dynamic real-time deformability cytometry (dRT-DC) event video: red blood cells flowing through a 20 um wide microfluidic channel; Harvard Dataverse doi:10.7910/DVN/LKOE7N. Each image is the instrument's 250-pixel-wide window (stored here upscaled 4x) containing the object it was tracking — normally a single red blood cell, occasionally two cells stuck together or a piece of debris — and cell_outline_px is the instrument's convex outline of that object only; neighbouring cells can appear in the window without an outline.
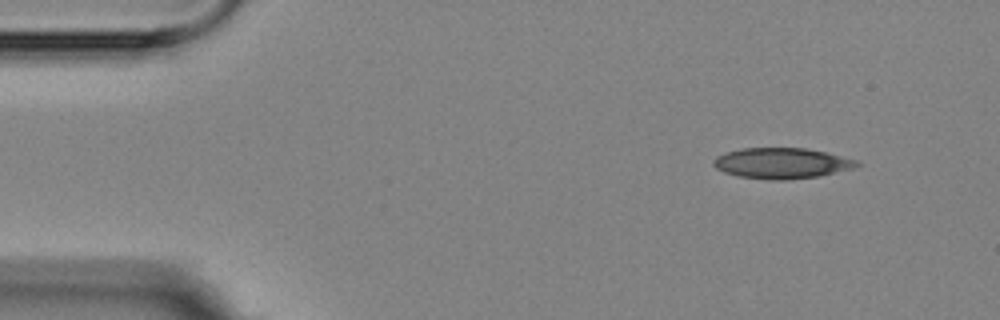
{"species": "Egyptian fruit bat (a non-hibernating species)", "species_latin": "Rousettus aegyptiacus", "temperature_condition": "room temperature", "stored_images_in_passage": 2, "camera_frame_rate_fps": 3000, "um_per_image_px": 0.085, "animal": {"sex": "female"}, "frame": {"image": 1, "passage_image": 2, "time_ms": 2.0, "image_size_px": [1000, 320], "cell_outline_px": [[860, 164], [856, 168], [820, 176], [788, 180], [768, 180], [740, 176], [724, 172], [716, 168], [712, 164], [712, 160], [716, 156], [728, 152], [744, 148], [804, 148], [828, 152], [856, 160]], "centroid_in_image_um": [66.47, 13.88], "position_along_channel_um": 18.5, "area_um2": 25.78}}